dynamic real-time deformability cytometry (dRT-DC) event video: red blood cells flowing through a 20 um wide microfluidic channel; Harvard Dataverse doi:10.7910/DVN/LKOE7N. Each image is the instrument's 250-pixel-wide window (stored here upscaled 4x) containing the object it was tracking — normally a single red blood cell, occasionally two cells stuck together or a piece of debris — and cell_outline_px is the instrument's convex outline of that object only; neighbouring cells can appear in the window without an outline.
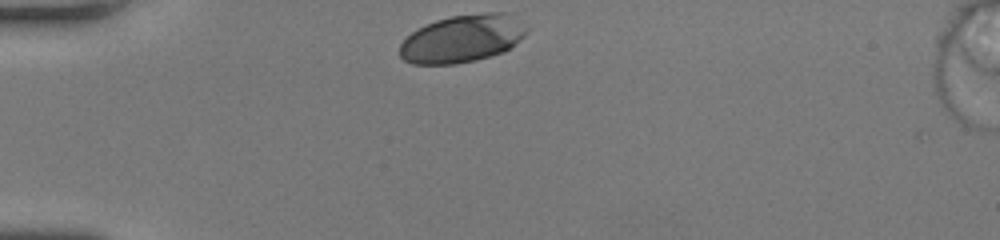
{"species": "human", "species_latin": "Homo sapiens", "temperature_condition": "room temperature", "stored_images_in_passage": 30, "camera_frame_rate_fps": 3000, "um_per_image_px": 0.085, "donor": {"sex": "female"}, "frame": {"image": 1, "passage_image": 1, "time_ms": 0.0, "image_size_px": [1000, 240], "cell_outline_px": [[528, 32], [520, 40], [504, 52], [476, 60], [456, 64], [412, 64], [404, 60], [400, 56], [400, 44], [412, 32], [436, 20], [452, 16], [484, 12], [512, 12], [528, 28]], "centroid_in_image_um": [39.36, 3.27], "position_along_channel_um": 45.6, "area_um2": 35.43}}
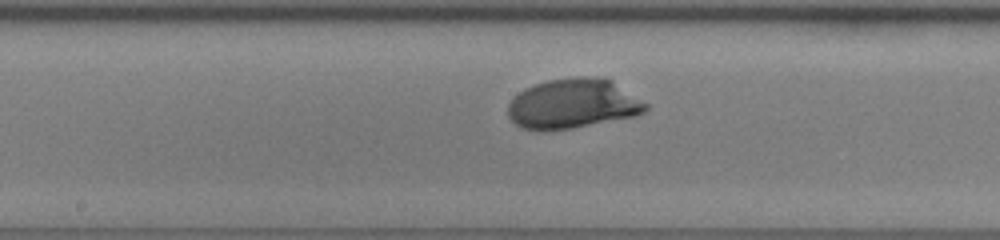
{"frame": {"image": 2, "passage_image": 15, "time_ms": 4.667, "image_size_px": [1000, 240], "cell_outline_px": [[648, 108], [644, 112], [636, 116], [572, 128], [520, 128], [508, 116], [508, 104], [524, 88], [548, 80], [580, 76], [596, 76], [612, 80], [648, 104]], "centroid_in_image_um": [48.74, 8.79], "position_along_channel_um": 199.5, "area_um2": 39.42}}
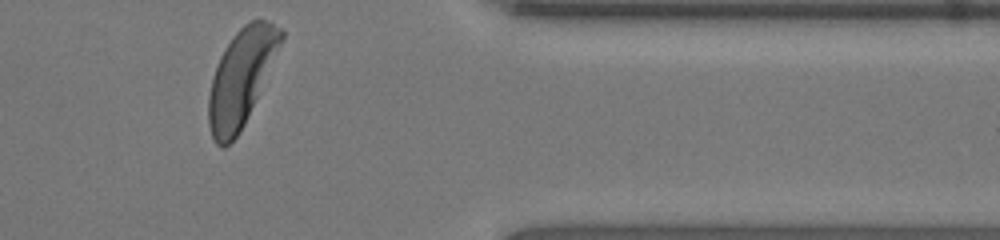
{"frame": {"image": 3, "passage_image": 30, "time_ms": 9.667, "image_size_px": [1000, 240], "cell_outline_px": [[284, 36], [244, 124], [236, 136], [224, 148], [220, 148], [216, 144], [212, 136], [208, 124], [208, 96], [212, 76], [220, 56], [224, 48], [232, 36], [244, 24], [252, 20], [268, 20], [280, 28], [284, 32]], "centroid_in_image_um": [20.45, 6.59], "position_along_channel_um": 390.9, "area_um2": 39.88}, "authors_computed_cell_mechanics": {"area_um2": 39.5063, "velocity_mm_per_s": 4.151, "shape_relaxation_time_tau1_ms": 2.5889, "shape_relaxation_time_tau2_ms": null, "deformation_change_tau1": 0.1685, "deformation_change_tau2": null}}